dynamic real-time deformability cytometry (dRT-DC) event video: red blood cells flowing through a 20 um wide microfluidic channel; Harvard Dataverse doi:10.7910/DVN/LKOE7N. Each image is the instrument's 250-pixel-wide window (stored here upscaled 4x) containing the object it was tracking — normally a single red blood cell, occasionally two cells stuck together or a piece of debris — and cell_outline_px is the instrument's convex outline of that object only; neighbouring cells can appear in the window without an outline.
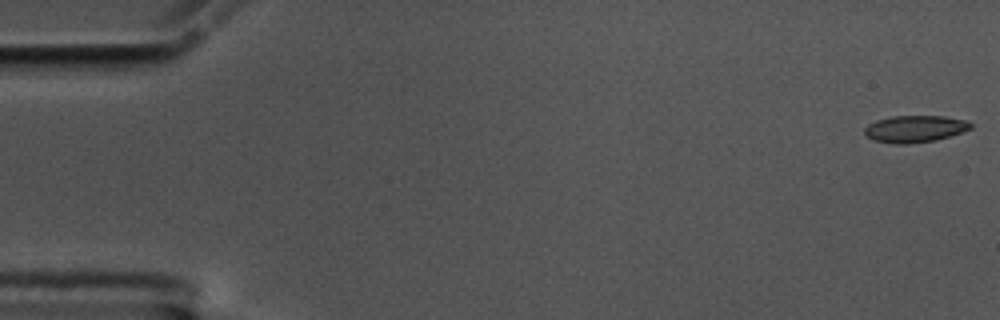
{"species": "common noctule bat (a hibernating species)", "species_latin": "Nyctalus noctula", "temperature_condition": "cold", "stored_images_in_passage": 57, "camera_frame_rate_fps": 3000, "um_per_image_px": 0.085, "animal": {"sex": "male", "body_mass_g": 17.5, "forearm_length_mm": 52.3}, "frame": {"image": 1, "passage_image": 1, "time_ms": 0.0, "image_size_px": [1000, 320], "cell_outline_px": [[972, 128], [936, 140], [908, 144], [892, 144], [872, 140], [864, 132], [864, 128], [868, 124], [876, 120], [892, 116], [944, 116], [968, 120], [972, 124]], "centroid_in_image_um": [77.75, 10.95], "position_along_channel_um": 7.3, "area_um2": 16.7}}
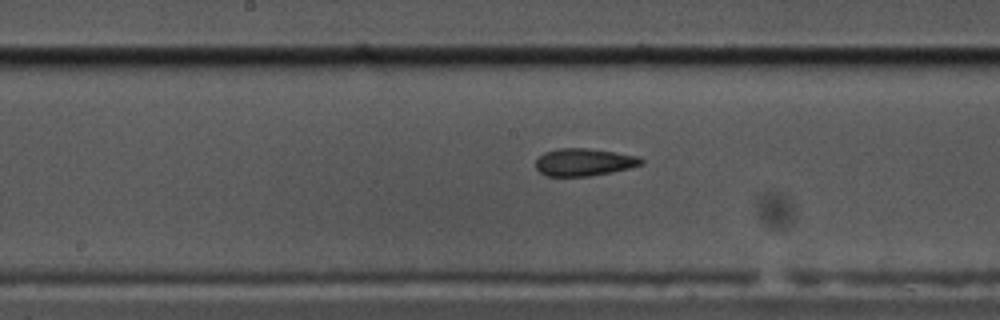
{"frame": {"image": 2, "passage_image": 29, "time_ms": 9.333, "image_size_px": [1000, 320], "cell_outline_px": [[644, 164], [612, 172], [588, 176], [548, 176], [540, 172], [536, 168], [536, 160], [544, 152], [560, 148], [588, 148], [640, 156], [644, 160]], "centroid_in_image_um": [49.66, 13.78], "position_along_channel_um": 198.5, "area_um2": 16.88}}
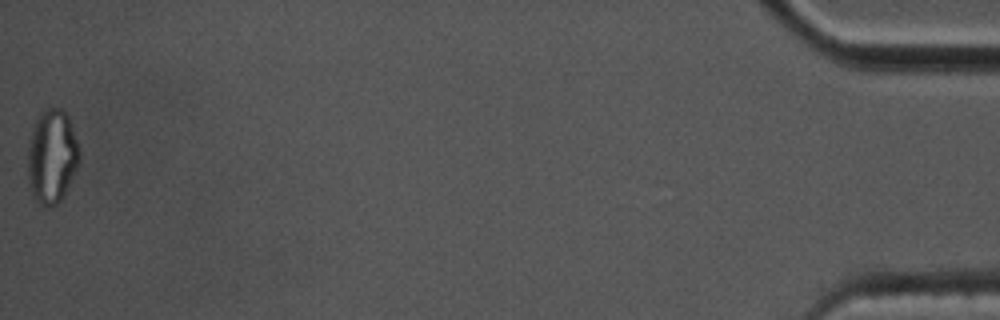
{"frame": {"image": 3, "passage_image": 57, "time_ms": 18.667, "image_size_px": [1000, 320], "cell_outline_px": [[80, 160], [60, 200], [56, 204], [48, 208], [44, 208], [32, 196], [28, 180], [28, 140], [32, 128], [40, 112], [44, 108], [60, 108], [68, 116], [80, 148]], "centroid_in_image_um": [4.39, 13.28], "position_along_channel_um": 430.8, "area_um2": 28.32}, "authors_computed_cell_mechanics": {"area_um2": 17.1666, "velocity_mm_per_s": 3.5385, "shape_relaxation_time_tau1_ms": null, "shape_relaxation_time_tau2_ms": 2.9102, "deformation_change_tau1": null, "deformation_change_tau2": 0.0761}}